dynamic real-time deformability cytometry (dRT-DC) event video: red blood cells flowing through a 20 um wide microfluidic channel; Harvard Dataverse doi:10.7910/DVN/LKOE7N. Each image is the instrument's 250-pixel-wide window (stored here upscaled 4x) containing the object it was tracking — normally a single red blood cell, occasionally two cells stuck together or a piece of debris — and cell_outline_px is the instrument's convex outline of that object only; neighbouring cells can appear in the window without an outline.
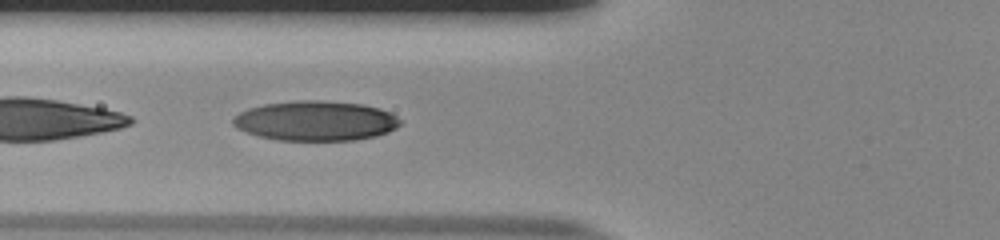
{"species": "human", "species_latin": "Homo sapiens", "temperature_condition": "room temperature", "stored_images_in_passage": 36, "camera_frame_rate_fps": 3000, "um_per_image_px": 0.085, "donor": {"sex": "male"}, "frame": {"image": 1, "passage_image": 3, "time_ms": 0.667, "image_size_px": [1000, 240], "cell_outline_px": [[400, 124], [396, 128], [388, 132], [376, 136], [356, 140], [276, 140], [260, 136], [248, 132], [232, 124], [232, 120], [240, 112], [248, 108], [264, 104], [296, 100], [324, 100], [360, 104], [380, 108], [396, 116], [400, 120]], "centroid_in_image_um": [26.84, 10.26], "position_along_channel_um": 99.0, "area_um2": 38.67}}
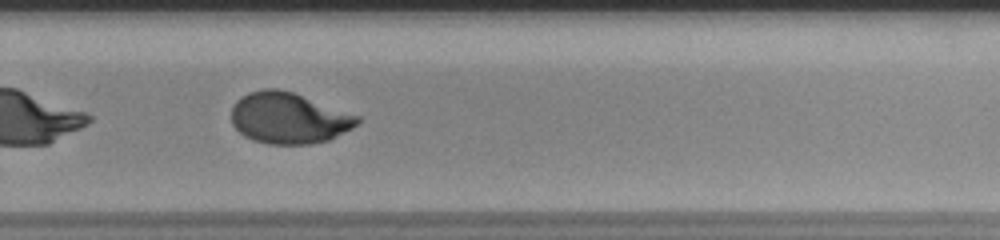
{"frame": {"image": 2, "passage_image": 19, "time_ms": 6.0, "image_size_px": [1000, 240], "cell_outline_px": [[360, 120], [352, 128], [328, 140], [308, 144], [268, 144], [252, 140], [244, 136], [232, 124], [232, 108], [236, 100], [240, 96], [248, 92], [264, 88], [276, 88], [292, 92], [360, 116]], "centroid_in_image_um": [24.51, 10.03], "position_along_channel_um": 305.3, "area_um2": 37.4}}
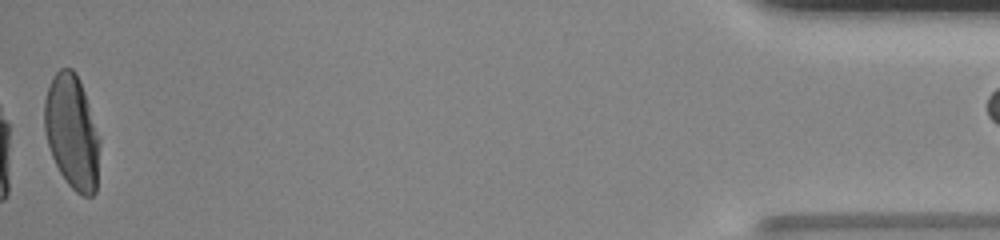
{"frame": {"image": 3, "passage_image": 35, "time_ms": 11.333, "image_size_px": [1000, 240], "cell_outline_px": [[100, 140], [96, 192], [92, 196], [84, 196], [76, 192], [68, 184], [60, 172], [52, 156], [48, 144], [44, 128], [44, 100], [52, 76], [60, 68], [72, 68], [76, 72], [84, 92]], "centroid_in_image_um": [6.11, 11.22], "position_along_channel_um": 429.1, "area_um2": 36.53}}